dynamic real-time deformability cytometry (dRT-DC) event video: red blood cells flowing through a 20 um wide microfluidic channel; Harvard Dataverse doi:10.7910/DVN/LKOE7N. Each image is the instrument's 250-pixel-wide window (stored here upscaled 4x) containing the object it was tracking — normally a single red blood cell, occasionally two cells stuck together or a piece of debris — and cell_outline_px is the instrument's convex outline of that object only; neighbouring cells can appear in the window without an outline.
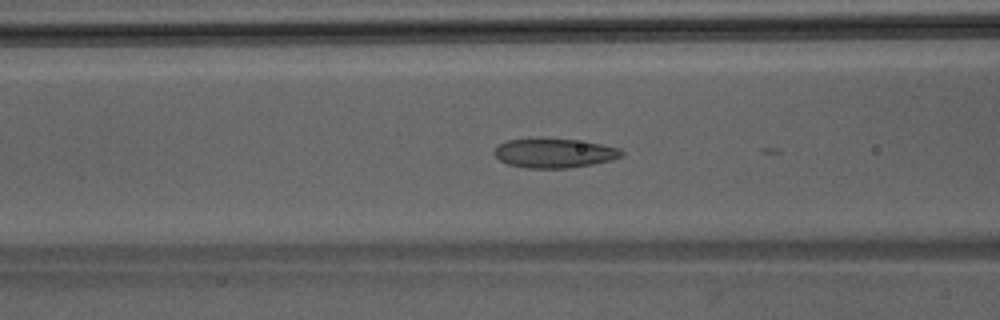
{"species": "Egyptian fruit bat (a non-hibernating species)", "species_latin": "Rousettus aegyptiacus", "temperature_condition": "room temperature", "stored_images_in_passage": 12, "camera_frame_rate_fps": 3000, "um_per_image_px": 0.085, "animal": {"sex": "male"}, "frame": {"image": 1, "passage_image": 11, "time_ms": 3.333, "image_size_px": [1000, 320], "cell_outline_px": [[624, 152], [620, 156], [612, 160], [592, 164], [568, 168], [528, 168], [508, 164], [500, 160], [492, 152], [500, 144], [508, 140], [576, 140], [600, 144], [620, 148]], "centroid_in_image_um": [47.13, 13.04], "position_along_channel_um": 119.5, "area_um2": 21.1}}